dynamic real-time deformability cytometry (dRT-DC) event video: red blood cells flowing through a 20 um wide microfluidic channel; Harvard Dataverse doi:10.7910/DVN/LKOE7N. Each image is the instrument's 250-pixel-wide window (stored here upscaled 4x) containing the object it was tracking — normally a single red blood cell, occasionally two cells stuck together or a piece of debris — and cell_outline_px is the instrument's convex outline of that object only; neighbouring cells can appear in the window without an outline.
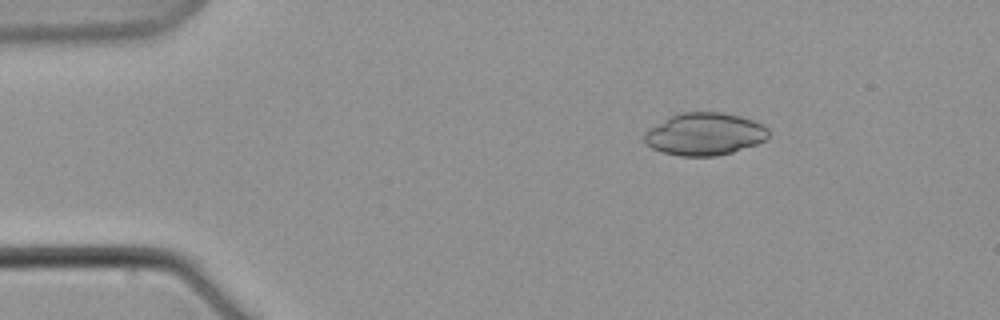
{"species": "common noctule bat (a hibernating species)", "species_latin": "Nyctalus noctula", "temperature_condition": "warm", "stored_images_in_passage": 4, "camera_frame_rate_fps": 3000, "um_per_image_px": 0.085, "animal": {"sex": "male", "body_mass_g": 21.5, "forearm_length_mm": 52.0}, "frame": {"image": 1, "passage_image": 1, "time_ms": 0.0, "image_size_px": [1000, 320], "cell_outline_px": [[768, 140], [732, 152], [716, 156], [680, 156], [664, 152], [652, 148], [644, 140], [644, 132], [648, 128], [680, 112], [720, 112], [740, 116], [764, 124], [768, 128]], "centroid_in_image_um": [59.92, 11.39], "position_along_channel_um": 25.1, "area_um2": 30.69}}